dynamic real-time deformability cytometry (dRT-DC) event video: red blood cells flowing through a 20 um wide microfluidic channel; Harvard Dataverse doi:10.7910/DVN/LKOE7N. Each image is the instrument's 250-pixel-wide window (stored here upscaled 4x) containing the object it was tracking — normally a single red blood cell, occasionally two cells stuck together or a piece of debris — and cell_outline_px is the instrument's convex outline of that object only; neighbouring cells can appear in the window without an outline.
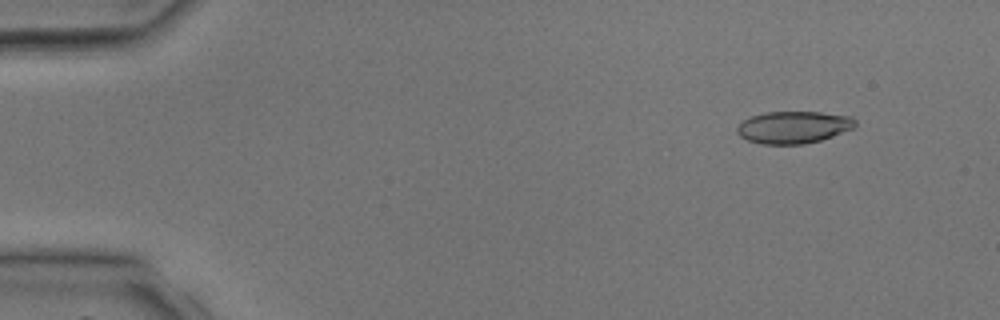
{"species": "common noctule bat (a hibernating species)", "species_latin": "Nyctalus noctula", "temperature_condition": "room temperature", "stored_images_in_passage": 21, "camera_frame_rate_fps": 3000, "um_per_image_px": 0.085, "animal": {"sex": "male", "body_mass_g": 17.9, "forearm_length_mm": 54.2}, "frame": {"image": 1, "passage_image": 4, "time_ms": 1.0, "image_size_px": [1000, 320], "cell_outline_px": [[856, 124], [852, 128], [832, 136], [820, 140], [804, 144], [760, 144], [748, 140], [740, 136], [736, 132], [736, 128], [744, 120], [752, 116], [764, 112], [820, 112], [852, 116], [856, 120]], "centroid_in_image_um": [67.44, 10.81], "position_along_channel_um": 17.6, "area_um2": 22.08}}